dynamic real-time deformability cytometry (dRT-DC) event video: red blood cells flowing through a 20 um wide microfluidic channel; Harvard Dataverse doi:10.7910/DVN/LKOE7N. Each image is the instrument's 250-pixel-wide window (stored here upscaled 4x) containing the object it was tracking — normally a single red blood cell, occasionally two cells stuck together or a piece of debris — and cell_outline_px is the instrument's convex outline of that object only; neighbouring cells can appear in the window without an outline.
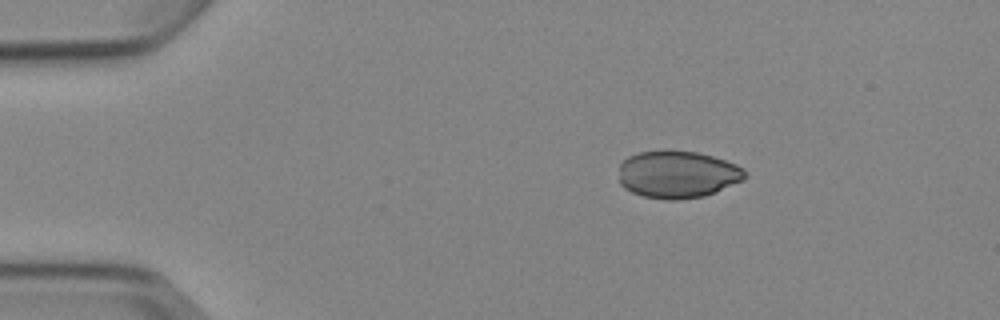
{"species": "Egyptian fruit bat (a non-hibernating species)", "species_latin": "Rousettus aegyptiacus", "temperature_condition": "cold", "stored_images_in_passage": 3, "camera_frame_rate_fps": 3000, "um_per_image_px": 0.085, "animal": {"sex": "female"}, "frame": {"image": 1, "passage_image": 1, "time_ms": 0.0, "image_size_px": [1000, 320], "cell_outline_px": [[748, 176], [744, 180], [716, 192], [704, 196], [676, 200], [668, 200], [644, 196], [632, 192], [624, 188], [620, 184], [620, 164], [628, 156], [640, 152], [696, 152], [712, 156], [736, 164], [744, 168], [748, 172]], "centroid_in_image_um": [57.64, 14.85], "position_along_channel_um": 27.4, "area_um2": 34.56}}